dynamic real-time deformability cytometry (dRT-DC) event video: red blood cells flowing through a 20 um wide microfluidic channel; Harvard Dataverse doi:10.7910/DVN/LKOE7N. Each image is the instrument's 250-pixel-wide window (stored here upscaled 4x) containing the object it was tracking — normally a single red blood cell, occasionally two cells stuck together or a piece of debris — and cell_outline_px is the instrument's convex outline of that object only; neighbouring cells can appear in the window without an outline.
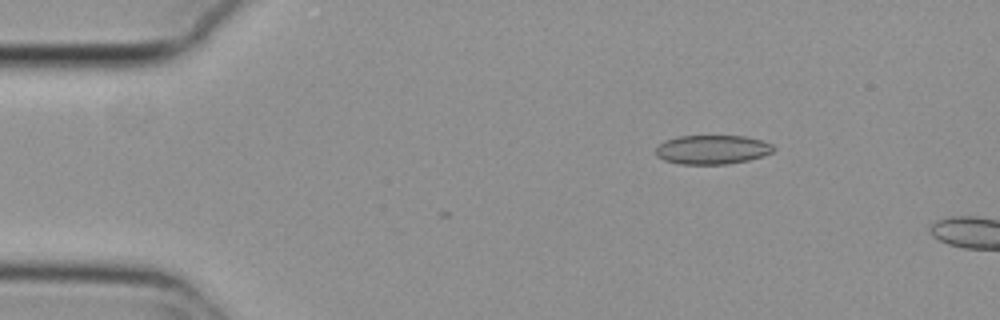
{"species": "common noctule bat (a hibernating species)", "species_latin": "Nyctalus noctula", "temperature_condition": "cold", "stored_images_in_passage": 3, "camera_frame_rate_fps": 3000, "um_per_image_px": 0.085, "animal": {"sex": "female", "body_mass_g": 29.2, "forearm_length_mm": 56.3}, "frame": {"image": 1, "passage_image": 1, "time_ms": 0.0, "image_size_px": [1000, 320], "cell_outline_px": [[776, 148], [772, 152], [764, 156], [748, 160], [728, 164], [680, 164], [664, 160], [656, 156], [656, 148], [664, 140], [676, 136], [744, 136], [760, 140], [772, 144]], "centroid_in_image_um": [60.54, 12.72], "position_along_channel_um": 24.5, "area_um2": 20.06}}